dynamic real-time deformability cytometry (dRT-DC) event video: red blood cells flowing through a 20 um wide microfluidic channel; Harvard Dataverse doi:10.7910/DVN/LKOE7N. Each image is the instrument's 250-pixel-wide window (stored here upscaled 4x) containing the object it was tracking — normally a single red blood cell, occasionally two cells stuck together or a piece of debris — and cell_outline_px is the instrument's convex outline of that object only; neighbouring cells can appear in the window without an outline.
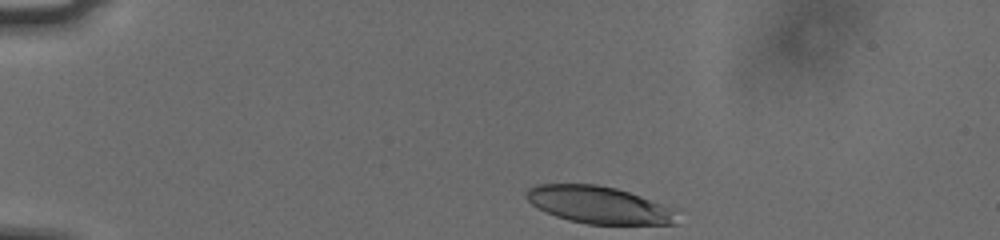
{"species": "human", "species_latin": "Homo sapiens", "temperature_condition": "cold", "stored_images_in_passage": 28, "camera_frame_rate_fps": 3000, "um_per_image_px": 0.085, "donor": {"sex": "male"}, "frame": {"image": 1, "passage_image": 1, "time_ms": 0.0, "image_size_px": [1000, 240], "cell_outline_px": [[676, 224], [588, 224], [568, 220], [556, 216], [532, 204], [528, 200], [524, 192], [528, 188], [536, 184], [596, 184], [616, 188], [676, 208]], "centroid_in_image_um": [50.92, 17.41], "position_along_channel_um": 34.1, "area_um2": 32.6}}
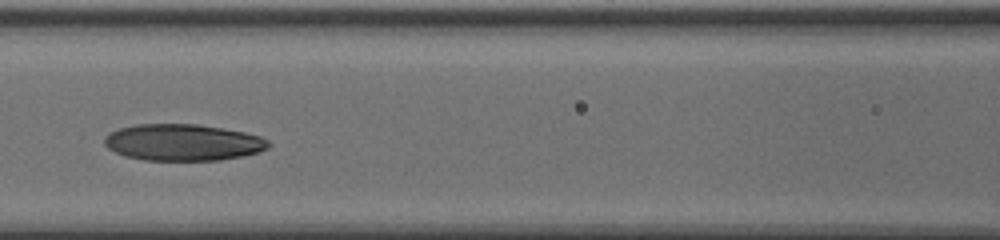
{"frame": {"image": 2, "passage_image": 16, "time_ms": 5.0, "image_size_px": [1000, 240], "cell_outline_px": [[272, 144], [268, 148], [260, 152], [244, 156], [220, 160], [144, 160], [124, 156], [108, 148], [104, 144], [104, 136], [120, 128], [136, 124], [196, 124], [244, 132], [260, 136], [268, 140]], "centroid_in_image_um": [15.57, 12.11], "position_along_channel_um": 151.0, "area_um2": 35.03}}
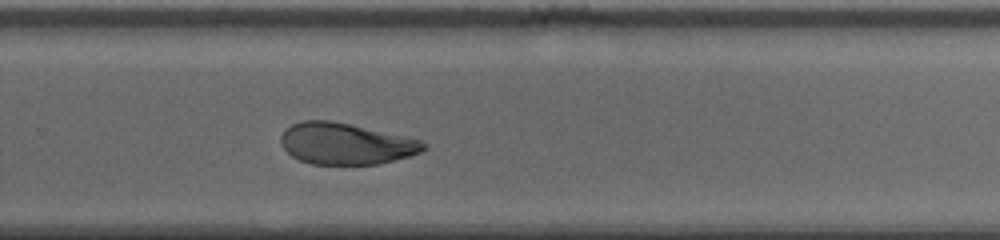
{"frame": {"image": 3, "passage_image": 28, "time_ms": 9.0, "image_size_px": [1000, 240], "cell_outline_px": [[428, 148], [420, 152], [408, 156], [376, 164], [312, 164], [300, 160], [292, 156], [284, 148], [280, 140], [280, 136], [284, 128], [292, 124], [304, 120], [328, 120], [348, 124], [420, 140], [428, 144]], "centroid_in_image_um": [29.35, 12.21], "position_along_channel_um": 300.5, "area_um2": 33.99}}